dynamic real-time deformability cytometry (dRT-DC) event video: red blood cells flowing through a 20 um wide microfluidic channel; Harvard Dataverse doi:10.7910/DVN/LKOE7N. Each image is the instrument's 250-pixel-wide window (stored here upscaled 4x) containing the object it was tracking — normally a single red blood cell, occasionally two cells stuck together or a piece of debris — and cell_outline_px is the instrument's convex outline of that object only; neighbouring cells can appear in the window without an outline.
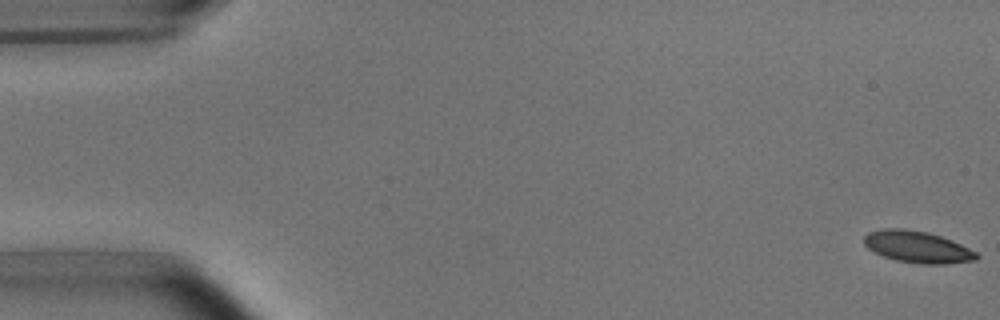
{"species": "common noctule bat (a hibernating species)", "species_latin": "Nyctalus noctula", "temperature_condition": "room temperature", "stored_images_in_passage": 6, "camera_frame_rate_fps": 3000, "um_per_image_px": 0.085, "animal": {"sex": "male", "body_mass_g": 15.6}, "frame": {"image": 1, "passage_image": 1, "time_ms": 0.0, "image_size_px": [1000, 320], "cell_outline_px": [[980, 256], [976, 260], [944, 264], [920, 264], [896, 260], [884, 256], [868, 248], [864, 244], [864, 236], [868, 232], [884, 228], [904, 228], [928, 232], [952, 240], [976, 252]], "centroid_in_image_um": [77.98, 20.98], "position_along_channel_um": 7.0, "area_um2": 20.75}}